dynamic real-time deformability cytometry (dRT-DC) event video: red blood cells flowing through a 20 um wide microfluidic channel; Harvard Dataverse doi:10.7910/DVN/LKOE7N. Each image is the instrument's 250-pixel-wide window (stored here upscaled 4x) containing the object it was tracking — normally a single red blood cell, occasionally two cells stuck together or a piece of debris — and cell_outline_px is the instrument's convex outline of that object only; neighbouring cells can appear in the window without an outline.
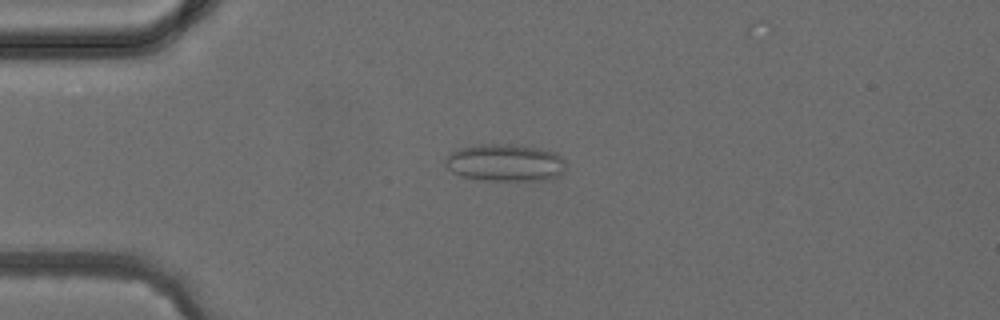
{"species": "common noctule bat (a hibernating species)", "species_latin": "Nyctalus noctula", "temperature_condition": "cold", "stored_images_in_passage": 4, "camera_frame_rate_fps": 3000, "um_per_image_px": 0.085, "animal": {"sex": "female", "body_mass_g": 24.6, "forearm_length_mm": 56.2}, "frame": {"image": 1, "passage_image": 3, "time_ms": 2.667, "image_size_px": [1000, 320], "cell_outline_px": [[564, 172], [560, 176], [544, 180], [488, 180], [464, 176], [452, 172], [444, 164], [444, 160], [452, 152], [460, 148], [480, 144], [508, 144], [540, 148], [556, 152], [564, 160]], "centroid_in_image_um": [42.96, 13.82], "position_along_channel_um": 42.0, "area_um2": 26.07}}
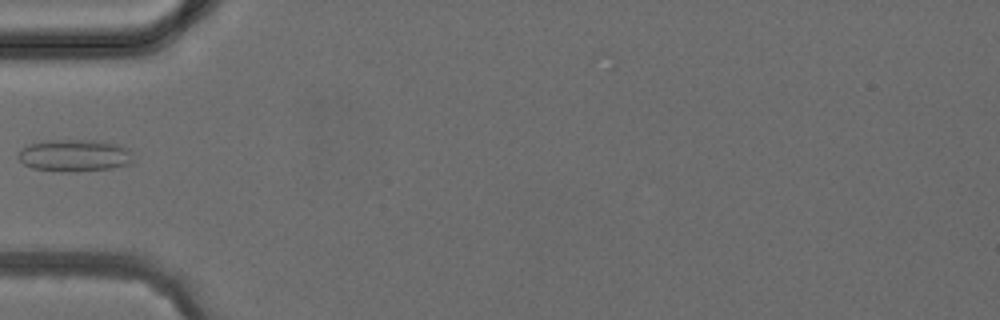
{"frame": {"image": 2, "passage_image": 4, "time_ms": 4.0, "image_size_px": [1000, 320], "cell_outline_px": [[132, 164], [112, 168], [72, 172], [68, 172], [32, 168], [24, 164], [16, 156], [28, 144], [44, 140], [96, 140], [116, 144], [132, 152]], "centroid_in_image_um": [6.33, 13.22], "position_along_channel_um": 78.7, "area_um2": 21.5}}